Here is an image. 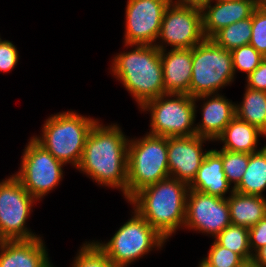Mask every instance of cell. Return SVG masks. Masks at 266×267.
<instances>
[{
	"label": "cell",
	"instance_id": "8",
	"mask_svg": "<svg viewBox=\"0 0 266 267\" xmlns=\"http://www.w3.org/2000/svg\"><path fill=\"white\" fill-rule=\"evenodd\" d=\"M140 108L151 113L152 131L148 134L167 138L196 135V128L193 127L196 102L188 94L165 93L148 100Z\"/></svg>",
	"mask_w": 266,
	"mask_h": 267
},
{
	"label": "cell",
	"instance_id": "24",
	"mask_svg": "<svg viewBox=\"0 0 266 267\" xmlns=\"http://www.w3.org/2000/svg\"><path fill=\"white\" fill-rule=\"evenodd\" d=\"M252 36V16L232 23L218 31L211 39L220 47L232 51L240 46L248 45Z\"/></svg>",
	"mask_w": 266,
	"mask_h": 267
},
{
	"label": "cell",
	"instance_id": "7",
	"mask_svg": "<svg viewBox=\"0 0 266 267\" xmlns=\"http://www.w3.org/2000/svg\"><path fill=\"white\" fill-rule=\"evenodd\" d=\"M134 215L121 226L107 243L95 242L116 267H127L152 248H161L166 239L135 209Z\"/></svg>",
	"mask_w": 266,
	"mask_h": 267
},
{
	"label": "cell",
	"instance_id": "23",
	"mask_svg": "<svg viewBox=\"0 0 266 267\" xmlns=\"http://www.w3.org/2000/svg\"><path fill=\"white\" fill-rule=\"evenodd\" d=\"M236 116L257 127L266 136V91L246 88L241 105H235Z\"/></svg>",
	"mask_w": 266,
	"mask_h": 267
},
{
	"label": "cell",
	"instance_id": "12",
	"mask_svg": "<svg viewBox=\"0 0 266 267\" xmlns=\"http://www.w3.org/2000/svg\"><path fill=\"white\" fill-rule=\"evenodd\" d=\"M172 0H128L125 45H154Z\"/></svg>",
	"mask_w": 266,
	"mask_h": 267
},
{
	"label": "cell",
	"instance_id": "22",
	"mask_svg": "<svg viewBox=\"0 0 266 267\" xmlns=\"http://www.w3.org/2000/svg\"><path fill=\"white\" fill-rule=\"evenodd\" d=\"M266 189V146L249 154V163L235 192L262 196Z\"/></svg>",
	"mask_w": 266,
	"mask_h": 267
},
{
	"label": "cell",
	"instance_id": "38",
	"mask_svg": "<svg viewBox=\"0 0 266 267\" xmlns=\"http://www.w3.org/2000/svg\"><path fill=\"white\" fill-rule=\"evenodd\" d=\"M198 267H209V266H207L203 261H201Z\"/></svg>",
	"mask_w": 266,
	"mask_h": 267
},
{
	"label": "cell",
	"instance_id": "15",
	"mask_svg": "<svg viewBox=\"0 0 266 267\" xmlns=\"http://www.w3.org/2000/svg\"><path fill=\"white\" fill-rule=\"evenodd\" d=\"M259 0H216L201 7L202 29L205 39H211L218 31L252 16Z\"/></svg>",
	"mask_w": 266,
	"mask_h": 267
},
{
	"label": "cell",
	"instance_id": "2",
	"mask_svg": "<svg viewBox=\"0 0 266 267\" xmlns=\"http://www.w3.org/2000/svg\"><path fill=\"white\" fill-rule=\"evenodd\" d=\"M189 185L172 177L137 192L129 202L165 239L184 227Z\"/></svg>",
	"mask_w": 266,
	"mask_h": 267
},
{
	"label": "cell",
	"instance_id": "36",
	"mask_svg": "<svg viewBox=\"0 0 266 267\" xmlns=\"http://www.w3.org/2000/svg\"><path fill=\"white\" fill-rule=\"evenodd\" d=\"M241 267H257L252 261L244 263Z\"/></svg>",
	"mask_w": 266,
	"mask_h": 267
},
{
	"label": "cell",
	"instance_id": "20",
	"mask_svg": "<svg viewBox=\"0 0 266 267\" xmlns=\"http://www.w3.org/2000/svg\"><path fill=\"white\" fill-rule=\"evenodd\" d=\"M230 191L227 203L231 224L251 228L266 216V198Z\"/></svg>",
	"mask_w": 266,
	"mask_h": 267
},
{
	"label": "cell",
	"instance_id": "10",
	"mask_svg": "<svg viewBox=\"0 0 266 267\" xmlns=\"http://www.w3.org/2000/svg\"><path fill=\"white\" fill-rule=\"evenodd\" d=\"M35 200L15 175L0 182V238L2 240H29L37 237L25 227Z\"/></svg>",
	"mask_w": 266,
	"mask_h": 267
},
{
	"label": "cell",
	"instance_id": "17",
	"mask_svg": "<svg viewBox=\"0 0 266 267\" xmlns=\"http://www.w3.org/2000/svg\"><path fill=\"white\" fill-rule=\"evenodd\" d=\"M39 236L29 240H3L0 267H53Z\"/></svg>",
	"mask_w": 266,
	"mask_h": 267
},
{
	"label": "cell",
	"instance_id": "5",
	"mask_svg": "<svg viewBox=\"0 0 266 267\" xmlns=\"http://www.w3.org/2000/svg\"><path fill=\"white\" fill-rule=\"evenodd\" d=\"M167 137L146 134L129 140L127 159V200L137 192L170 177Z\"/></svg>",
	"mask_w": 266,
	"mask_h": 267
},
{
	"label": "cell",
	"instance_id": "13",
	"mask_svg": "<svg viewBox=\"0 0 266 267\" xmlns=\"http://www.w3.org/2000/svg\"><path fill=\"white\" fill-rule=\"evenodd\" d=\"M231 224L227 198L189 189L186 202L185 228L216 237Z\"/></svg>",
	"mask_w": 266,
	"mask_h": 267
},
{
	"label": "cell",
	"instance_id": "29",
	"mask_svg": "<svg viewBox=\"0 0 266 267\" xmlns=\"http://www.w3.org/2000/svg\"><path fill=\"white\" fill-rule=\"evenodd\" d=\"M202 261L209 267H241L246 263L237 253L219 245L215 240L208 256Z\"/></svg>",
	"mask_w": 266,
	"mask_h": 267
},
{
	"label": "cell",
	"instance_id": "9",
	"mask_svg": "<svg viewBox=\"0 0 266 267\" xmlns=\"http://www.w3.org/2000/svg\"><path fill=\"white\" fill-rule=\"evenodd\" d=\"M22 156L20 171L14 174L36 201L55 188L63 177L65 165L50 154L33 137Z\"/></svg>",
	"mask_w": 266,
	"mask_h": 267
},
{
	"label": "cell",
	"instance_id": "14",
	"mask_svg": "<svg viewBox=\"0 0 266 267\" xmlns=\"http://www.w3.org/2000/svg\"><path fill=\"white\" fill-rule=\"evenodd\" d=\"M207 140L211 141L199 135L167 138L170 177L190 185L208 153L202 151Z\"/></svg>",
	"mask_w": 266,
	"mask_h": 267
},
{
	"label": "cell",
	"instance_id": "32",
	"mask_svg": "<svg viewBox=\"0 0 266 267\" xmlns=\"http://www.w3.org/2000/svg\"><path fill=\"white\" fill-rule=\"evenodd\" d=\"M249 245L252 255L253 252L266 246V216L249 228Z\"/></svg>",
	"mask_w": 266,
	"mask_h": 267
},
{
	"label": "cell",
	"instance_id": "4",
	"mask_svg": "<svg viewBox=\"0 0 266 267\" xmlns=\"http://www.w3.org/2000/svg\"><path fill=\"white\" fill-rule=\"evenodd\" d=\"M96 122L73 111L58 113L43 124L42 136L33 138L57 160L77 168L86 139Z\"/></svg>",
	"mask_w": 266,
	"mask_h": 267
},
{
	"label": "cell",
	"instance_id": "30",
	"mask_svg": "<svg viewBox=\"0 0 266 267\" xmlns=\"http://www.w3.org/2000/svg\"><path fill=\"white\" fill-rule=\"evenodd\" d=\"M249 44L266 57V9L260 4L252 13V36Z\"/></svg>",
	"mask_w": 266,
	"mask_h": 267
},
{
	"label": "cell",
	"instance_id": "25",
	"mask_svg": "<svg viewBox=\"0 0 266 267\" xmlns=\"http://www.w3.org/2000/svg\"><path fill=\"white\" fill-rule=\"evenodd\" d=\"M215 241L237 253L245 262L252 260V253L249 245V228L230 224L216 237Z\"/></svg>",
	"mask_w": 266,
	"mask_h": 267
},
{
	"label": "cell",
	"instance_id": "31",
	"mask_svg": "<svg viewBox=\"0 0 266 267\" xmlns=\"http://www.w3.org/2000/svg\"><path fill=\"white\" fill-rule=\"evenodd\" d=\"M18 51L12 42L3 40L0 43V71H11L18 62Z\"/></svg>",
	"mask_w": 266,
	"mask_h": 267
},
{
	"label": "cell",
	"instance_id": "26",
	"mask_svg": "<svg viewBox=\"0 0 266 267\" xmlns=\"http://www.w3.org/2000/svg\"><path fill=\"white\" fill-rule=\"evenodd\" d=\"M221 157L223 162V172L231 185L234 183L232 189H235L242 180L246 168L249 163V154L243 152H234L227 150H216Z\"/></svg>",
	"mask_w": 266,
	"mask_h": 267
},
{
	"label": "cell",
	"instance_id": "28",
	"mask_svg": "<svg viewBox=\"0 0 266 267\" xmlns=\"http://www.w3.org/2000/svg\"><path fill=\"white\" fill-rule=\"evenodd\" d=\"M72 267H116L95 242L81 247Z\"/></svg>",
	"mask_w": 266,
	"mask_h": 267
},
{
	"label": "cell",
	"instance_id": "33",
	"mask_svg": "<svg viewBox=\"0 0 266 267\" xmlns=\"http://www.w3.org/2000/svg\"><path fill=\"white\" fill-rule=\"evenodd\" d=\"M253 90L266 91V57L259 66L247 76V86Z\"/></svg>",
	"mask_w": 266,
	"mask_h": 267
},
{
	"label": "cell",
	"instance_id": "27",
	"mask_svg": "<svg viewBox=\"0 0 266 267\" xmlns=\"http://www.w3.org/2000/svg\"><path fill=\"white\" fill-rule=\"evenodd\" d=\"M234 74L236 70L243 71L249 76L264 60L252 45H243L231 51Z\"/></svg>",
	"mask_w": 266,
	"mask_h": 267
},
{
	"label": "cell",
	"instance_id": "16",
	"mask_svg": "<svg viewBox=\"0 0 266 267\" xmlns=\"http://www.w3.org/2000/svg\"><path fill=\"white\" fill-rule=\"evenodd\" d=\"M160 50V57L164 79V94H188L192 77V49H166L156 44Z\"/></svg>",
	"mask_w": 266,
	"mask_h": 267
},
{
	"label": "cell",
	"instance_id": "21",
	"mask_svg": "<svg viewBox=\"0 0 266 267\" xmlns=\"http://www.w3.org/2000/svg\"><path fill=\"white\" fill-rule=\"evenodd\" d=\"M260 135L265 134L257 127L235 116L216 140L224 143L223 150L251 154L257 152Z\"/></svg>",
	"mask_w": 266,
	"mask_h": 267
},
{
	"label": "cell",
	"instance_id": "35",
	"mask_svg": "<svg viewBox=\"0 0 266 267\" xmlns=\"http://www.w3.org/2000/svg\"><path fill=\"white\" fill-rule=\"evenodd\" d=\"M213 0H176L172 1L178 4L182 5H189V6H196V7H202L203 5L210 3Z\"/></svg>",
	"mask_w": 266,
	"mask_h": 267
},
{
	"label": "cell",
	"instance_id": "18",
	"mask_svg": "<svg viewBox=\"0 0 266 267\" xmlns=\"http://www.w3.org/2000/svg\"><path fill=\"white\" fill-rule=\"evenodd\" d=\"M209 97H212V99ZM206 98L209 100L207 99L202 106V123L195 126L196 135L216 141L226 126L236 116V104H233L226 97L218 93L199 95L194 97V101L205 100Z\"/></svg>",
	"mask_w": 266,
	"mask_h": 267
},
{
	"label": "cell",
	"instance_id": "3",
	"mask_svg": "<svg viewBox=\"0 0 266 267\" xmlns=\"http://www.w3.org/2000/svg\"><path fill=\"white\" fill-rule=\"evenodd\" d=\"M136 46L119 53L112 62V72L141 107L150 99L164 94V79L160 50L156 45Z\"/></svg>",
	"mask_w": 266,
	"mask_h": 267
},
{
	"label": "cell",
	"instance_id": "11",
	"mask_svg": "<svg viewBox=\"0 0 266 267\" xmlns=\"http://www.w3.org/2000/svg\"><path fill=\"white\" fill-rule=\"evenodd\" d=\"M158 38L173 49H192L205 37L200 7L171 2L166 8Z\"/></svg>",
	"mask_w": 266,
	"mask_h": 267
},
{
	"label": "cell",
	"instance_id": "6",
	"mask_svg": "<svg viewBox=\"0 0 266 267\" xmlns=\"http://www.w3.org/2000/svg\"><path fill=\"white\" fill-rule=\"evenodd\" d=\"M231 51L204 39L192 48V77L189 95L216 94L234 79Z\"/></svg>",
	"mask_w": 266,
	"mask_h": 267
},
{
	"label": "cell",
	"instance_id": "34",
	"mask_svg": "<svg viewBox=\"0 0 266 267\" xmlns=\"http://www.w3.org/2000/svg\"><path fill=\"white\" fill-rule=\"evenodd\" d=\"M257 267H266V246L253 253L251 260Z\"/></svg>",
	"mask_w": 266,
	"mask_h": 267
},
{
	"label": "cell",
	"instance_id": "19",
	"mask_svg": "<svg viewBox=\"0 0 266 267\" xmlns=\"http://www.w3.org/2000/svg\"><path fill=\"white\" fill-rule=\"evenodd\" d=\"M189 189L219 198H227L224 196L229 191L230 184L223 172L222 157L214 149L208 150Z\"/></svg>",
	"mask_w": 266,
	"mask_h": 267
},
{
	"label": "cell",
	"instance_id": "37",
	"mask_svg": "<svg viewBox=\"0 0 266 267\" xmlns=\"http://www.w3.org/2000/svg\"><path fill=\"white\" fill-rule=\"evenodd\" d=\"M259 4L266 9V0H259Z\"/></svg>",
	"mask_w": 266,
	"mask_h": 267
},
{
	"label": "cell",
	"instance_id": "1",
	"mask_svg": "<svg viewBox=\"0 0 266 267\" xmlns=\"http://www.w3.org/2000/svg\"><path fill=\"white\" fill-rule=\"evenodd\" d=\"M129 139L117 124L92 127L77 169L99 185L120 188L127 199V159Z\"/></svg>",
	"mask_w": 266,
	"mask_h": 267
}]
</instances>
